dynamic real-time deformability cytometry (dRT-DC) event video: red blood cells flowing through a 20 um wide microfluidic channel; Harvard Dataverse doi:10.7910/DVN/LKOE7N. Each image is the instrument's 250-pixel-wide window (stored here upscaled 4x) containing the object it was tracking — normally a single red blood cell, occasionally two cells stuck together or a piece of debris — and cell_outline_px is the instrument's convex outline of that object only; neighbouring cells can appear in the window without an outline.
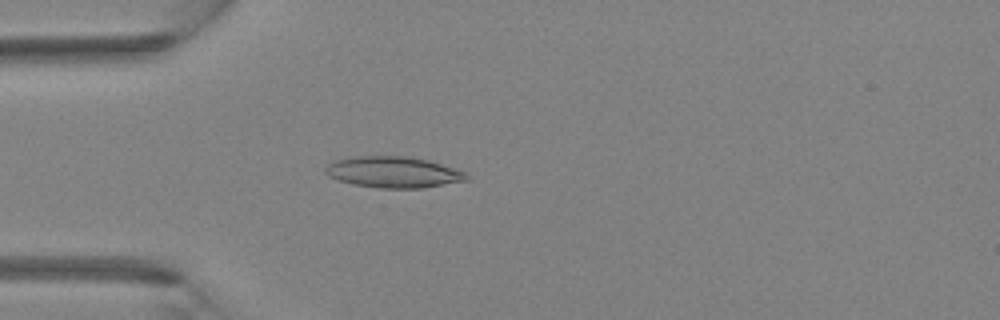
{"species": "Egyptian fruit bat (a non-hibernating species)", "species_latin": "Rousettus aegyptiacus", "temperature_condition": "room temperature", "stored_images_in_passage": 4, "camera_frame_rate_fps": 3000, "um_per_image_px": 0.085, "animal": {"sex": "female"}, "frame": {"image": 1, "passage_image": 4, "time_ms": 1.0, "image_size_px": [1000, 320], "cell_outline_px": [[468, 180], [424, 188], [380, 188], [356, 184], [340, 180], [328, 176], [324, 172], [324, 168], [328, 164], [336, 160], [356, 156], [412, 156], [428, 160], [456, 168], [464, 172], [468, 176]], "centroid_in_image_um": [33.46, 14.62], "position_along_channel_um": 51.5, "area_um2": 25.61}}